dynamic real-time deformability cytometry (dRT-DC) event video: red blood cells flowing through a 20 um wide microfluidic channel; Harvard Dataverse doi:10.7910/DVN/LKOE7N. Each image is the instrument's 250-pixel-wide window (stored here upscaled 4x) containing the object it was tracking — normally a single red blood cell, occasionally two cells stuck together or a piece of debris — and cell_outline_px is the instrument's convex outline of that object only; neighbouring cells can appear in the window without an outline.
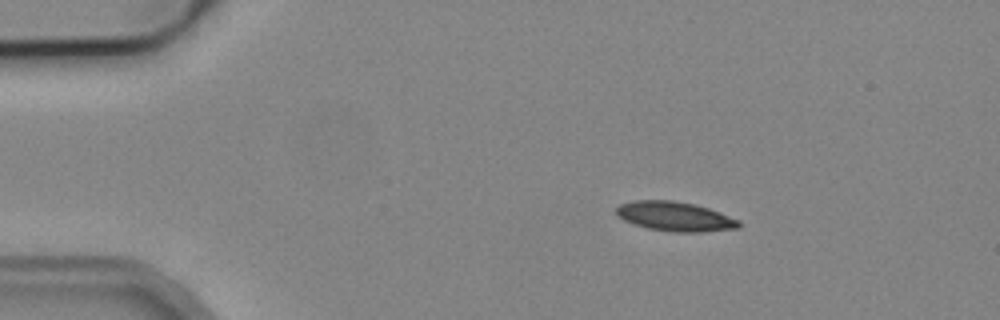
{"species": "common noctule bat (a hibernating species)", "species_latin": "Nyctalus noctula", "temperature_condition": "cold", "stored_images_in_passage": 4, "camera_frame_rate_fps": 3000, "um_per_image_px": 0.085, "animal": {"sex": "male", "body_mass_g": 19.2, "forearm_length_mm": 51.8}, "frame": {"image": 1, "passage_image": 1, "time_ms": 0.0, "image_size_px": [1000, 320], "cell_outline_px": [[740, 228], [704, 232], [672, 232], [648, 228], [632, 224], [616, 216], [616, 208], [620, 204], [632, 200], [672, 200], [696, 204], [720, 212], [740, 220]], "centroid_in_image_um": [57.37, 18.4], "position_along_channel_um": 27.6, "area_um2": 21.33}}